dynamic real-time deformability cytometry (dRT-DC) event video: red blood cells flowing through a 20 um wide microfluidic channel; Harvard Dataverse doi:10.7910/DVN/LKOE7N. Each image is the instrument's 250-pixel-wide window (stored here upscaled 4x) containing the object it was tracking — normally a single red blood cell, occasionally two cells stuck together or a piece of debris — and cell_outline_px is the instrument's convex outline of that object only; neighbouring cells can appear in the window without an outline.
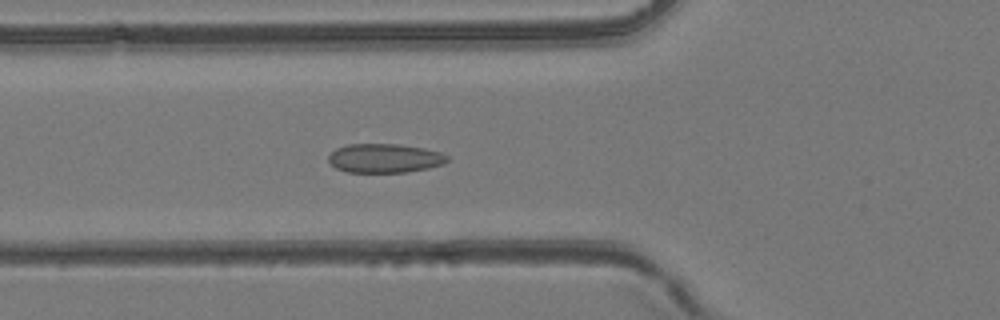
{"species": "common noctule bat (a hibernating species)", "species_latin": "Nyctalus noctula", "temperature_condition": "room temperature", "stored_images_in_passage": 50, "camera_frame_rate_fps": 3000, "um_per_image_px": 0.085, "animal": {"sex": "female", "body_mass_g": 24.6, "forearm_length_mm": 56.2}, "frame": {"image": 1, "passage_image": 19, "time_ms": 6.0, "image_size_px": [1000, 320], "cell_outline_px": [[448, 160], [444, 164], [428, 168], [404, 172], [348, 172], [336, 168], [328, 160], [328, 156], [336, 148], [348, 144], [400, 144], [424, 148], [440, 152], [448, 156]], "centroid_in_image_um": [32.7, 13.44], "position_along_channel_um": 93.1, "area_um2": 20.06}}
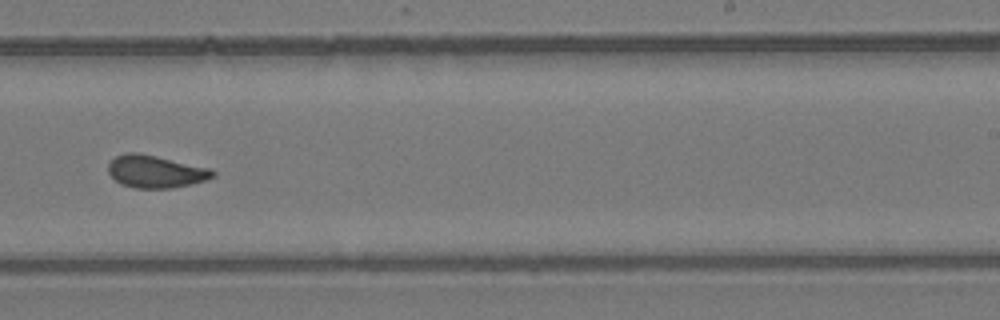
{"frame": {"image": 2, "passage_image": 32, "time_ms": 10.333, "image_size_px": [1000, 320], "cell_outline_px": [[216, 176], [192, 184], [172, 188], [136, 188], [120, 184], [108, 172], [108, 164], [116, 156], [128, 152], [136, 152], [156, 156], [212, 168], [216, 172]], "centroid_in_image_um": [13.25, 14.58], "position_along_channel_um": 275.7, "area_um2": 19.83}}
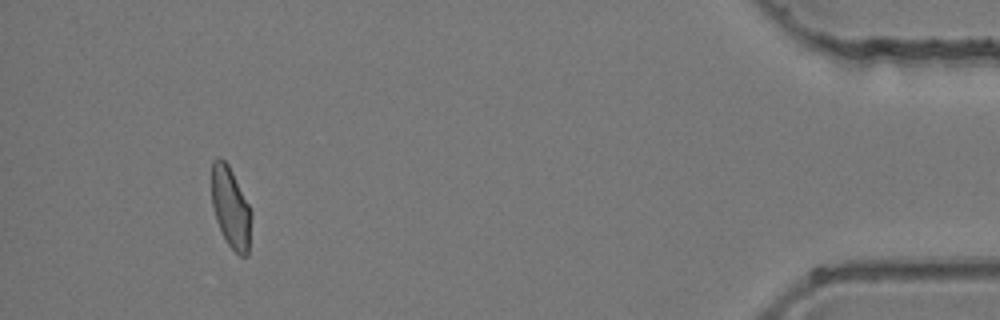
{"frame": {"image": 3, "passage_image": 47, "time_ms": 15.333, "image_size_px": [1000, 320], "cell_outline_px": [[252, 216], [248, 256], [240, 256], [228, 244], [216, 220], [212, 204], [212, 160], [216, 156], [220, 156], [228, 164], [252, 212]], "centroid_in_image_um": [19.61, 17.64], "position_along_channel_um": 415.6, "area_um2": 18.61}}